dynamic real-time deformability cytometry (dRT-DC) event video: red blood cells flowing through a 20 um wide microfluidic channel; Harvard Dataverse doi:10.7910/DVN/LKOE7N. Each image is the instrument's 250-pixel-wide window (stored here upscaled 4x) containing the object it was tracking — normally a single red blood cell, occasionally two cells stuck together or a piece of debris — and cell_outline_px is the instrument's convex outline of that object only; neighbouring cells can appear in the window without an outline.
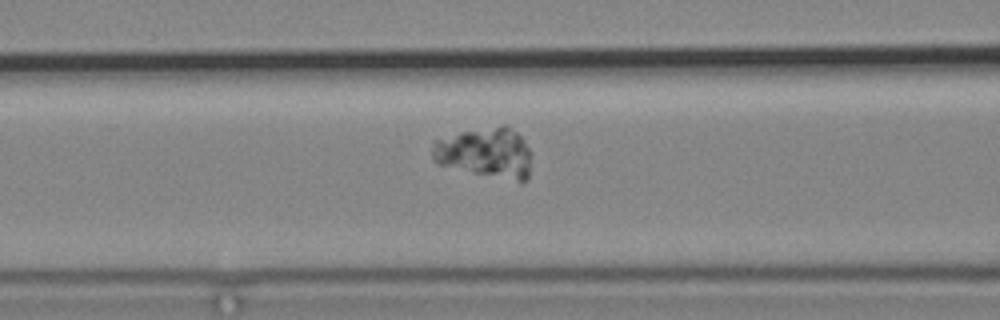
{"species": "common noctule bat (a hibernating species)", "species_latin": "Nyctalus noctula", "temperature_condition": "cold", "stored_images_in_passage": 5, "camera_frame_rate_fps": 3000, "um_per_image_px": 0.085, "animal": {"sex": "male", "body_mass_g": 19.2, "forearm_length_mm": 51.8}, "frame": {"image": 1, "passage_image": 5, "time_ms": 5.667, "image_size_px": [1000, 320], "cell_outline_px": [[528, 176], [524, 184], [436, 164], [432, 160], [432, 140], [460, 132], [500, 124], [504, 124], [512, 128], [524, 140], [528, 148]], "centroid_in_image_um": [41.23, 12.98], "position_along_channel_um": 125.4, "area_um2": 29.36}}